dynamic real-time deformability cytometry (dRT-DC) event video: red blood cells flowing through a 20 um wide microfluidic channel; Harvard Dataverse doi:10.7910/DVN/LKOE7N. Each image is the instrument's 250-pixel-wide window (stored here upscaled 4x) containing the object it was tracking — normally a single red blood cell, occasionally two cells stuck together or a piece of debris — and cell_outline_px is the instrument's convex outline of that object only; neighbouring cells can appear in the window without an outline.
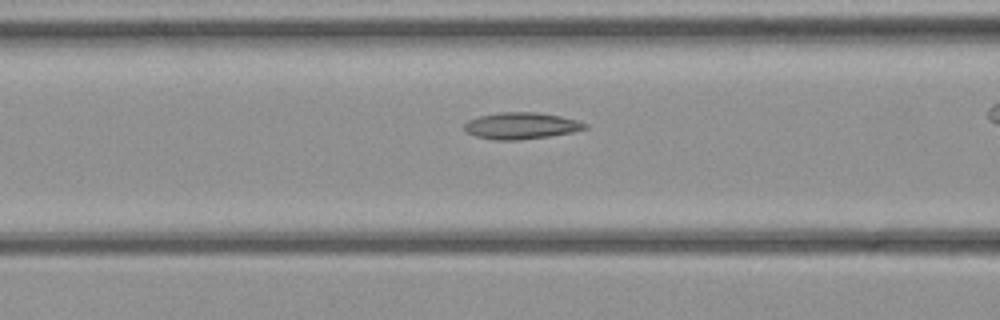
{"species": "common noctule bat (a hibernating species)", "species_latin": "Nyctalus noctula", "temperature_condition": "cold", "stored_images_in_passage": 30, "segment_of_instrument_passage": [1, 2], "camera_frame_rate_fps": 3000, "um_per_image_px": 0.085, "animal": {"sex": "female", "body_mass_g": 21.9}, "frame": {"image": 1, "passage_image": 12, "time_ms": 3.667, "image_size_px": [1000, 320], "cell_outline_px": [[588, 128], [572, 132], [548, 136], [520, 140], [496, 140], [476, 136], [464, 132], [464, 124], [468, 120], [480, 116], [500, 112], [536, 112], [560, 116], [576, 120], [588, 124]], "centroid_in_image_um": [44.28, 10.69], "position_along_channel_um": 122.3, "area_um2": 18.67}}
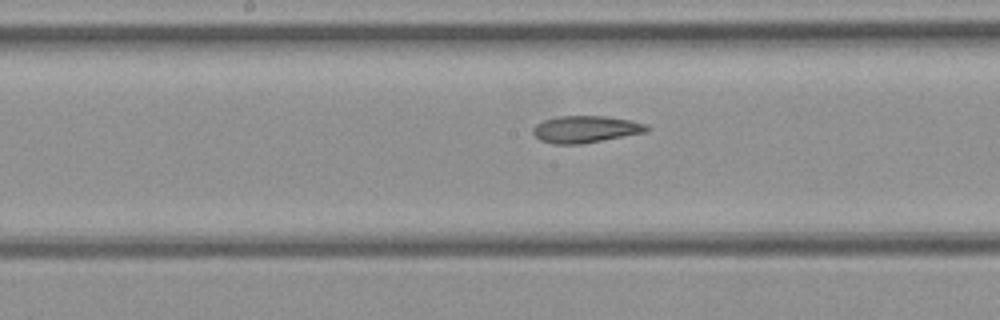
{"frame": {"image": 2, "passage_image": 17, "time_ms": 5.333, "image_size_px": [1000, 320], "cell_outline_px": [[652, 128], [648, 132], [580, 144], [552, 144], [540, 140], [532, 132], [532, 128], [536, 124], [544, 120], [560, 116], [608, 116], [632, 120], [648, 124]], "centroid_in_image_um": [49.83, 10.98], "position_along_channel_um": 198.4, "area_um2": 18.09}}
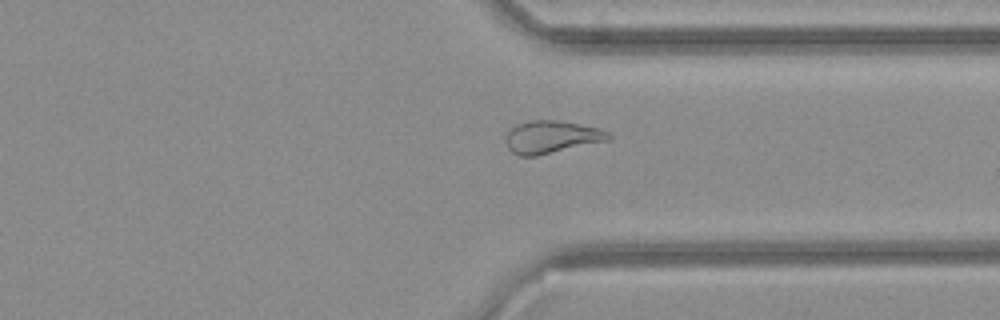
{"frame": {"image": 3, "passage_image": 28, "time_ms": 9.0, "image_size_px": [1000, 320], "cell_outline_px": [[612, 136], [608, 140], [536, 156], [520, 156], [512, 152], [508, 148], [508, 128], [516, 124], [532, 120], [556, 120], [580, 124], [600, 128], [608, 132]], "centroid_in_image_um": [46.88, 11.63], "position_along_channel_um": 364.5, "area_um2": 19.31}}